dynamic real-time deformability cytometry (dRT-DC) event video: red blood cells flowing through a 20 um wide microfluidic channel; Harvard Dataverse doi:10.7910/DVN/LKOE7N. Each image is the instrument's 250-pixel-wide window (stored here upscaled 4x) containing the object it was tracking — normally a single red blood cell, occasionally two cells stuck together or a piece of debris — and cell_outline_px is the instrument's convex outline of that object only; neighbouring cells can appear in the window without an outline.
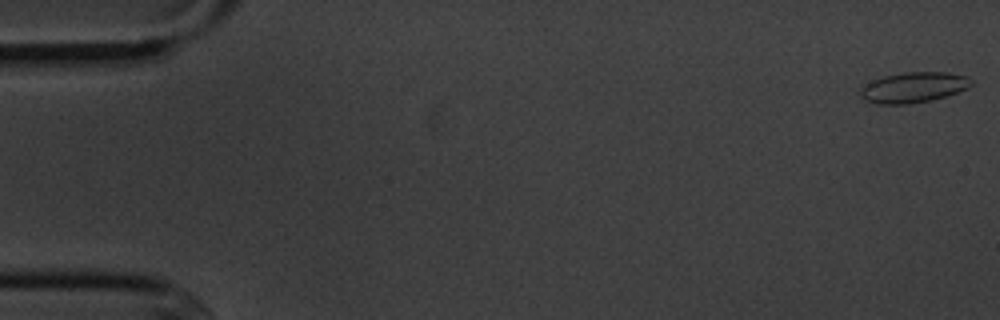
{"species": "common noctule bat (a hibernating species)", "species_latin": "Nyctalus noctula", "temperature_condition": "cold", "stored_images_in_passage": 4, "camera_frame_rate_fps": 3000, "um_per_image_px": 0.085, "animal": {"sex": "male", "body_mass_g": 20.1, "forearm_length_mm": 53.5}, "frame": {"image": 1, "passage_image": 1, "time_ms": 0.0, "image_size_px": [1000, 320], "cell_outline_px": [[972, 84], [968, 88], [932, 100], [908, 104], [876, 104], [864, 100], [860, 96], [860, 88], [872, 80], [884, 76], [904, 72], [948, 72], [968, 76], [972, 80]], "centroid_in_image_um": [77.63, 7.42], "position_along_channel_um": 7.4, "area_um2": 19.77}}